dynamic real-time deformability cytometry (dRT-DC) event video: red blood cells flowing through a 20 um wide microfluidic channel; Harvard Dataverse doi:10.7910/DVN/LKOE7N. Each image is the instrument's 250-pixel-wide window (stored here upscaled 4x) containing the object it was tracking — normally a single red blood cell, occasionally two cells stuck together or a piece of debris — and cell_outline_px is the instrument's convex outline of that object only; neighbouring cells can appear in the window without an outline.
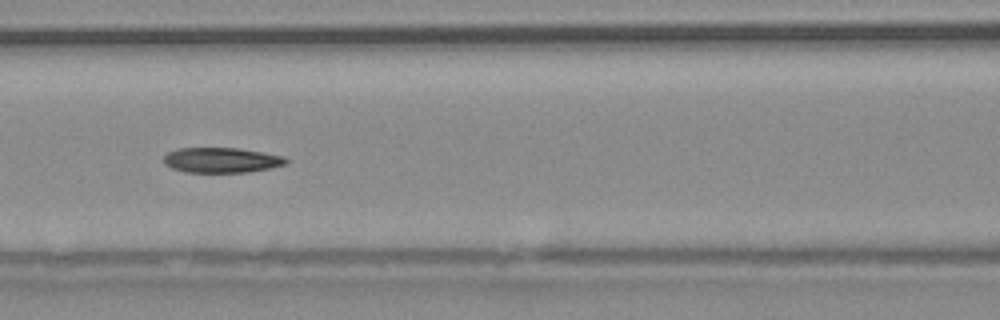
{"species": "common noctule bat (a hibernating species)", "species_latin": "Nyctalus noctula", "temperature_condition": "warm", "stored_images_in_passage": 15, "camera_frame_rate_fps": 3000, "um_per_image_px": 0.085, "animal": {"sex": "male", "body_mass_g": 20.4}, "frame": {"image": 1, "passage_image": 9, "time_ms": 2.667, "image_size_px": [1000, 320], "cell_outline_px": [[288, 164], [272, 168], [248, 172], [184, 172], [172, 168], [164, 164], [164, 156], [168, 152], [180, 148], [240, 148], [284, 156], [288, 160]], "centroid_in_image_um": [18.86, 13.61], "position_along_channel_um": 147.7, "area_um2": 18.03}}